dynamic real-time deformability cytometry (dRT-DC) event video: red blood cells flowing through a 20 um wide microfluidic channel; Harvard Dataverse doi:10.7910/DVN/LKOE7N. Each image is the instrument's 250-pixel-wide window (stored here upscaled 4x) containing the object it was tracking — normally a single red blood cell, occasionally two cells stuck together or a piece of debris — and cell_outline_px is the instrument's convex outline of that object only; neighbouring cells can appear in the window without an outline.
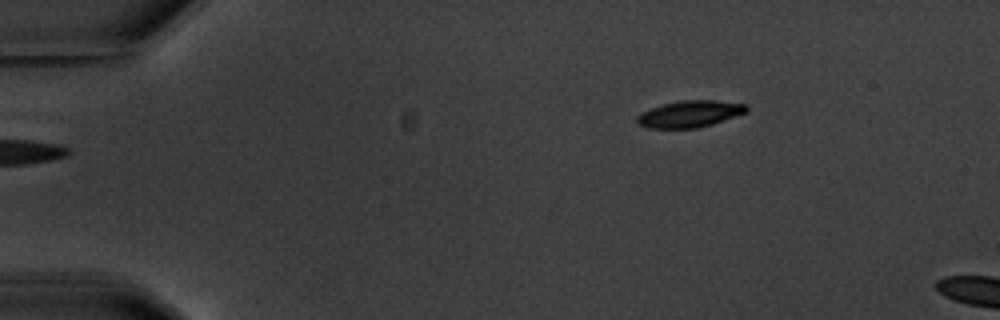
{"species": "common noctule bat (a hibernating species)", "species_latin": "Nyctalus noctula", "temperature_condition": "warm", "stored_images_in_passage": 2, "camera_frame_rate_fps": 3000, "um_per_image_px": 0.085, "animal": {"sex": "male", "body_mass_g": 20.1, "forearm_length_mm": 53.5}, "frame": {"image": 1, "passage_image": 1, "time_ms": 0.0, "image_size_px": [1000, 320], "cell_outline_px": [[748, 112], [712, 124], [696, 128], [648, 128], [640, 124], [636, 120], [636, 116], [652, 108], [664, 104], [680, 100], [716, 100], [748, 104]], "centroid_in_image_um": [58.69, 9.68], "position_along_channel_um": 26.3, "area_um2": 16.94}}